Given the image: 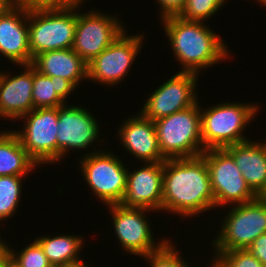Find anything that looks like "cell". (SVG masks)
I'll return each mask as SVG.
<instances>
[{"mask_svg":"<svg viewBox=\"0 0 266 267\" xmlns=\"http://www.w3.org/2000/svg\"><path fill=\"white\" fill-rule=\"evenodd\" d=\"M125 30L106 49L88 63V79L111 86L125 80L136 56L143 48V33L128 35ZM142 34V35H141ZM128 71V72H127Z\"/></svg>","mask_w":266,"mask_h":267,"instance_id":"obj_9","label":"cell"},{"mask_svg":"<svg viewBox=\"0 0 266 267\" xmlns=\"http://www.w3.org/2000/svg\"><path fill=\"white\" fill-rule=\"evenodd\" d=\"M197 82L198 74L179 71L153 90L139 113L155 121L194 106L199 102L196 97Z\"/></svg>","mask_w":266,"mask_h":267,"instance_id":"obj_13","label":"cell"},{"mask_svg":"<svg viewBox=\"0 0 266 267\" xmlns=\"http://www.w3.org/2000/svg\"><path fill=\"white\" fill-rule=\"evenodd\" d=\"M3 73H4L3 70L0 71V81H1V78H2Z\"/></svg>","mask_w":266,"mask_h":267,"instance_id":"obj_40","label":"cell"},{"mask_svg":"<svg viewBox=\"0 0 266 267\" xmlns=\"http://www.w3.org/2000/svg\"><path fill=\"white\" fill-rule=\"evenodd\" d=\"M223 219L220 232L212 240L215 259L221 252L247 249L260 235L266 233V199L258 196L255 200L230 205ZM214 242V243H213Z\"/></svg>","mask_w":266,"mask_h":267,"instance_id":"obj_6","label":"cell"},{"mask_svg":"<svg viewBox=\"0 0 266 267\" xmlns=\"http://www.w3.org/2000/svg\"><path fill=\"white\" fill-rule=\"evenodd\" d=\"M23 72L13 75L4 72L0 81V117L18 120L34 109L33 65H19Z\"/></svg>","mask_w":266,"mask_h":267,"instance_id":"obj_18","label":"cell"},{"mask_svg":"<svg viewBox=\"0 0 266 267\" xmlns=\"http://www.w3.org/2000/svg\"><path fill=\"white\" fill-rule=\"evenodd\" d=\"M5 267H18L12 260Z\"/></svg>","mask_w":266,"mask_h":267,"instance_id":"obj_36","label":"cell"},{"mask_svg":"<svg viewBox=\"0 0 266 267\" xmlns=\"http://www.w3.org/2000/svg\"><path fill=\"white\" fill-rule=\"evenodd\" d=\"M97 150L81 154L79 170L104 205L120 204L126 190L128 167L114 152Z\"/></svg>","mask_w":266,"mask_h":267,"instance_id":"obj_7","label":"cell"},{"mask_svg":"<svg viewBox=\"0 0 266 267\" xmlns=\"http://www.w3.org/2000/svg\"><path fill=\"white\" fill-rule=\"evenodd\" d=\"M263 4L264 5V7H265V5H266V0H259V4Z\"/></svg>","mask_w":266,"mask_h":267,"instance_id":"obj_38","label":"cell"},{"mask_svg":"<svg viewBox=\"0 0 266 267\" xmlns=\"http://www.w3.org/2000/svg\"><path fill=\"white\" fill-rule=\"evenodd\" d=\"M112 215L115 236L121 248L130 255L144 257L150 252L160 248L168 239L160 241L153 238V231L146 212L150 210L142 208H126L121 204L108 205ZM157 242V243H156Z\"/></svg>","mask_w":266,"mask_h":267,"instance_id":"obj_12","label":"cell"},{"mask_svg":"<svg viewBox=\"0 0 266 267\" xmlns=\"http://www.w3.org/2000/svg\"><path fill=\"white\" fill-rule=\"evenodd\" d=\"M259 104L223 102L207 109L201 108V135L204 151L224 149L241 143L246 138L242 132L257 114ZM203 109V110H202Z\"/></svg>","mask_w":266,"mask_h":267,"instance_id":"obj_3","label":"cell"},{"mask_svg":"<svg viewBox=\"0 0 266 267\" xmlns=\"http://www.w3.org/2000/svg\"><path fill=\"white\" fill-rule=\"evenodd\" d=\"M163 162L144 163L143 167L127 173L126 190L120 203L126 208L162 211Z\"/></svg>","mask_w":266,"mask_h":267,"instance_id":"obj_15","label":"cell"},{"mask_svg":"<svg viewBox=\"0 0 266 267\" xmlns=\"http://www.w3.org/2000/svg\"><path fill=\"white\" fill-rule=\"evenodd\" d=\"M69 105L58 107L57 161H62L71 149L88 150L99 140L100 127L95 116L82 106Z\"/></svg>","mask_w":266,"mask_h":267,"instance_id":"obj_14","label":"cell"},{"mask_svg":"<svg viewBox=\"0 0 266 267\" xmlns=\"http://www.w3.org/2000/svg\"><path fill=\"white\" fill-rule=\"evenodd\" d=\"M8 250L11 260L18 267H53L36 240L26 245L21 251L16 252L13 247L10 248V245H8Z\"/></svg>","mask_w":266,"mask_h":267,"instance_id":"obj_25","label":"cell"},{"mask_svg":"<svg viewBox=\"0 0 266 267\" xmlns=\"http://www.w3.org/2000/svg\"><path fill=\"white\" fill-rule=\"evenodd\" d=\"M11 261L9 250L0 253V267H5Z\"/></svg>","mask_w":266,"mask_h":267,"instance_id":"obj_33","label":"cell"},{"mask_svg":"<svg viewBox=\"0 0 266 267\" xmlns=\"http://www.w3.org/2000/svg\"><path fill=\"white\" fill-rule=\"evenodd\" d=\"M121 126V127H120ZM117 129L120 144L130 154L143 163L163 162L155 124L143 117L139 112L135 116H129Z\"/></svg>","mask_w":266,"mask_h":267,"instance_id":"obj_17","label":"cell"},{"mask_svg":"<svg viewBox=\"0 0 266 267\" xmlns=\"http://www.w3.org/2000/svg\"><path fill=\"white\" fill-rule=\"evenodd\" d=\"M25 120L21 130H13L22 147L39 165L57 162L58 107L36 108L19 118Z\"/></svg>","mask_w":266,"mask_h":267,"instance_id":"obj_10","label":"cell"},{"mask_svg":"<svg viewBox=\"0 0 266 267\" xmlns=\"http://www.w3.org/2000/svg\"><path fill=\"white\" fill-rule=\"evenodd\" d=\"M171 243L169 239L160 248L143 257L150 267H192L185 262V258L179 254L180 251L176 250L175 244Z\"/></svg>","mask_w":266,"mask_h":267,"instance_id":"obj_27","label":"cell"},{"mask_svg":"<svg viewBox=\"0 0 266 267\" xmlns=\"http://www.w3.org/2000/svg\"><path fill=\"white\" fill-rule=\"evenodd\" d=\"M201 156L209 171L215 208L247 203L258 197L247 185L234 159L225 149L205 150Z\"/></svg>","mask_w":266,"mask_h":267,"instance_id":"obj_8","label":"cell"},{"mask_svg":"<svg viewBox=\"0 0 266 267\" xmlns=\"http://www.w3.org/2000/svg\"><path fill=\"white\" fill-rule=\"evenodd\" d=\"M0 224H2V223H0ZM7 250H8L7 242H5V240H2L1 237H0V253L5 252Z\"/></svg>","mask_w":266,"mask_h":267,"instance_id":"obj_34","label":"cell"},{"mask_svg":"<svg viewBox=\"0 0 266 267\" xmlns=\"http://www.w3.org/2000/svg\"><path fill=\"white\" fill-rule=\"evenodd\" d=\"M37 166L13 130L0 131V176H26Z\"/></svg>","mask_w":266,"mask_h":267,"instance_id":"obj_21","label":"cell"},{"mask_svg":"<svg viewBox=\"0 0 266 267\" xmlns=\"http://www.w3.org/2000/svg\"><path fill=\"white\" fill-rule=\"evenodd\" d=\"M157 3L160 4L159 13L161 19L170 17V16H178L183 8L185 7L187 0H156Z\"/></svg>","mask_w":266,"mask_h":267,"instance_id":"obj_30","label":"cell"},{"mask_svg":"<svg viewBox=\"0 0 266 267\" xmlns=\"http://www.w3.org/2000/svg\"><path fill=\"white\" fill-rule=\"evenodd\" d=\"M32 65L46 76L69 80L76 88L88 79V64L72 48L43 52Z\"/></svg>","mask_w":266,"mask_h":267,"instance_id":"obj_20","label":"cell"},{"mask_svg":"<svg viewBox=\"0 0 266 267\" xmlns=\"http://www.w3.org/2000/svg\"><path fill=\"white\" fill-rule=\"evenodd\" d=\"M76 87L67 79L46 76L33 66V106L36 108H56L68 103ZM66 101V102H65Z\"/></svg>","mask_w":266,"mask_h":267,"instance_id":"obj_22","label":"cell"},{"mask_svg":"<svg viewBox=\"0 0 266 267\" xmlns=\"http://www.w3.org/2000/svg\"><path fill=\"white\" fill-rule=\"evenodd\" d=\"M215 260L222 267H265L248 249L224 251Z\"/></svg>","mask_w":266,"mask_h":267,"instance_id":"obj_28","label":"cell"},{"mask_svg":"<svg viewBox=\"0 0 266 267\" xmlns=\"http://www.w3.org/2000/svg\"><path fill=\"white\" fill-rule=\"evenodd\" d=\"M29 7L21 2L0 11V54L14 65L32 64L28 33Z\"/></svg>","mask_w":266,"mask_h":267,"instance_id":"obj_16","label":"cell"},{"mask_svg":"<svg viewBox=\"0 0 266 267\" xmlns=\"http://www.w3.org/2000/svg\"><path fill=\"white\" fill-rule=\"evenodd\" d=\"M36 241L42 247L49 263L53 267H72L84 263L80 259L83 237L75 235L39 236ZM79 255V256H78Z\"/></svg>","mask_w":266,"mask_h":267,"instance_id":"obj_23","label":"cell"},{"mask_svg":"<svg viewBox=\"0 0 266 267\" xmlns=\"http://www.w3.org/2000/svg\"><path fill=\"white\" fill-rule=\"evenodd\" d=\"M262 198H265L266 199V191L260 196Z\"/></svg>","mask_w":266,"mask_h":267,"instance_id":"obj_39","label":"cell"},{"mask_svg":"<svg viewBox=\"0 0 266 267\" xmlns=\"http://www.w3.org/2000/svg\"><path fill=\"white\" fill-rule=\"evenodd\" d=\"M200 103L154 122L165 159L193 158L204 152Z\"/></svg>","mask_w":266,"mask_h":267,"instance_id":"obj_4","label":"cell"},{"mask_svg":"<svg viewBox=\"0 0 266 267\" xmlns=\"http://www.w3.org/2000/svg\"><path fill=\"white\" fill-rule=\"evenodd\" d=\"M23 177L0 176V221L5 222L16 214L22 196ZM22 180V181H21Z\"/></svg>","mask_w":266,"mask_h":267,"instance_id":"obj_24","label":"cell"},{"mask_svg":"<svg viewBox=\"0 0 266 267\" xmlns=\"http://www.w3.org/2000/svg\"><path fill=\"white\" fill-rule=\"evenodd\" d=\"M212 263L209 265L210 267H222L215 259H211Z\"/></svg>","mask_w":266,"mask_h":267,"instance_id":"obj_35","label":"cell"},{"mask_svg":"<svg viewBox=\"0 0 266 267\" xmlns=\"http://www.w3.org/2000/svg\"><path fill=\"white\" fill-rule=\"evenodd\" d=\"M224 149L234 159L250 189L261 196L266 191V140H247Z\"/></svg>","mask_w":266,"mask_h":267,"instance_id":"obj_19","label":"cell"},{"mask_svg":"<svg viewBox=\"0 0 266 267\" xmlns=\"http://www.w3.org/2000/svg\"><path fill=\"white\" fill-rule=\"evenodd\" d=\"M72 267H88V264L82 263L80 265L72 266Z\"/></svg>","mask_w":266,"mask_h":267,"instance_id":"obj_37","label":"cell"},{"mask_svg":"<svg viewBox=\"0 0 266 267\" xmlns=\"http://www.w3.org/2000/svg\"><path fill=\"white\" fill-rule=\"evenodd\" d=\"M161 21L172 53L183 66L180 72L199 74L203 69L229 58L231 50L227 43L206 23L188 21L179 16L166 17Z\"/></svg>","mask_w":266,"mask_h":267,"instance_id":"obj_2","label":"cell"},{"mask_svg":"<svg viewBox=\"0 0 266 267\" xmlns=\"http://www.w3.org/2000/svg\"><path fill=\"white\" fill-rule=\"evenodd\" d=\"M225 2L226 0H187L178 16L188 21L206 22L224 6Z\"/></svg>","mask_w":266,"mask_h":267,"instance_id":"obj_26","label":"cell"},{"mask_svg":"<svg viewBox=\"0 0 266 267\" xmlns=\"http://www.w3.org/2000/svg\"><path fill=\"white\" fill-rule=\"evenodd\" d=\"M21 2L22 0H0V11L11 9Z\"/></svg>","mask_w":266,"mask_h":267,"instance_id":"obj_32","label":"cell"},{"mask_svg":"<svg viewBox=\"0 0 266 267\" xmlns=\"http://www.w3.org/2000/svg\"><path fill=\"white\" fill-rule=\"evenodd\" d=\"M215 208L205 159H166L163 168L162 212L182 218L197 216Z\"/></svg>","mask_w":266,"mask_h":267,"instance_id":"obj_1","label":"cell"},{"mask_svg":"<svg viewBox=\"0 0 266 267\" xmlns=\"http://www.w3.org/2000/svg\"><path fill=\"white\" fill-rule=\"evenodd\" d=\"M247 249L266 267V233L257 237Z\"/></svg>","mask_w":266,"mask_h":267,"instance_id":"obj_31","label":"cell"},{"mask_svg":"<svg viewBox=\"0 0 266 267\" xmlns=\"http://www.w3.org/2000/svg\"><path fill=\"white\" fill-rule=\"evenodd\" d=\"M78 8L28 10V33L33 59L46 51L72 48Z\"/></svg>","mask_w":266,"mask_h":267,"instance_id":"obj_5","label":"cell"},{"mask_svg":"<svg viewBox=\"0 0 266 267\" xmlns=\"http://www.w3.org/2000/svg\"><path fill=\"white\" fill-rule=\"evenodd\" d=\"M83 1L86 0H22L33 8H82Z\"/></svg>","mask_w":266,"mask_h":267,"instance_id":"obj_29","label":"cell"},{"mask_svg":"<svg viewBox=\"0 0 266 267\" xmlns=\"http://www.w3.org/2000/svg\"><path fill=\"white\" fill-rule=\"evenodd\" d=\"M77 10L72 49L88 64L106 49L126 28L115 15L92 10Z\"/></svg>","mask_w":266,"mask_h":267,"instance_id":"obj_11","label":"cell"}]
</instances>
